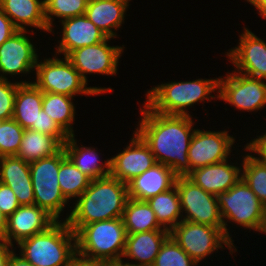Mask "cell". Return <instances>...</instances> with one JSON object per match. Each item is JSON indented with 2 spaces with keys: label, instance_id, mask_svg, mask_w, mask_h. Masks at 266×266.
Wrapping results in <instances>:
<instances>
[{
  "label": "cell",
  "instance_id": "6da1fadb",
  "mask_svg": "<svg viewBox=\"0 0 266 266\" xmlns=\"http://www.w3.org/2000/svg\"><path fill=\"white\" fill-rule=\"evenodd\" d=\"M135 132L148 145L156 163L170 167L177 176L190 172L188 149L195 129L192 116L152 111L145 103Z\"/></svg>",
  "mask_w": 266,
  "mask_h": 266
},
{
  "label": "cell",
  "instance_id": "7a4b0ae2",
  "mask_svg": "<svg viewBox=\"0 0 266 266\" xmlns=\"http://www.w3.org/2000/svg\"><path fill=\"white\" fill-rule=\"evenodd\" d=\"M128 186L111 175L91 180L66 216L75 234L92 222L121 218L128 200Z\"/></svg>",
  "mask_w": 266,
  "mask_h": 266
},
{
  "label": "cell",
  "instance_id": "3957f363",
  "mask_svg": "<svg viewBox=\"0 0 266 266\" xmlns=\"http://www.w3.org/2000/svg\"><path fill=\"white\" fill-rule=\"evenodd\" d=\"M20 255L33 266H69L77 256L76 234L66 220L21 240Z\"/></svg>",
  "mask_w": 266,
  "mask_h": 266
},
{
  "label": "cell",
  "instance_id": "277c9868",
  "mask_svg": "<svg viewBox=\"0 0 266 266\" xmlns=\"http://www.w3.org/2000/svg\"><path fill=\"white\" fill-rule=\"evenodd\" d=\"M218 81L219 78H199L193 81L162 83L147 91L145 104L157 113L191 116L187 107H192L197 102L218 99V94L212 95V92L218 93Z\"/></svg>",
  "mask_w": 266,
  "mask_h": 266
},
{
  "label": "cell",
  "instance_id": "5b68a950",
  "mask_svg": "<svg viewBox=\"0 0 266 266\" xmlns=\"http://www.w3.org/2000/svg\"><path fill=\"white\" fill-rule=\"evenodd\" d=\"M126 238L122 217L89 223L76 233L77 256L106 264L121 261Z\"/></svg>",
  "mask_w": 266,
  "mask_h": 266
},
{
  "label": "cell",
  "instance_id": "8992f818",
  "mask_svg": "<svg viewBox=\"0 0 266 266\" xmlns=\"http://www.w3.org/2000/svg\"><path fill=\"white\" fill-rule=\"evenodd\" d=\"M39 61L38 58L35 67L36 79L33 83L42 92L74 97L77 94L97 96L113 91L111 87H87L88 84L66 57L60 59L54 54L53 58Z\"/></svg>",
  "mask_w": 266,
  "mask_h": 266
},
{
  "label": "cell",
  "instance_id": "52a82bcc",
  "mask_svg": "<svg viewBox=\"0 0 266 266\" xmlns=\"http://www.w3.org/2000/svg\"><path fill=\"white\" fill-rule=\"evenodd\" d=\"M217 198L223 222V232L232 242L234 240H232L227 228L228 221L260 233L266 207L242 178L228 191L220 193Z\"/></svg>",
  "mask_w": 266,
  "mask_h": 266
},
{
  "label": "cell",
  "instance_id": "ba28073f",
  "mask_svg": "<svg viewBox=\"0 0 266 266\" xmlns=\"http://www.w3.org/2000/svg\"><path fill=\"white\" fill-rule=\"evenodd\" d=\"M67 157L62 147L56 154L30 163V174L34 193V204L46 210L57 221L68 204L59 181L60 163Z\"/></svg>",
  "mask_w": 266,
  "mask_h": 266
},
{
  "label": "cell",
  "instance_id": "9c48e42d",
  "mask_svg": "<svg viewBox=\"0 0 266 266\" xmlns=\"http://www.w3.org/2000/svg\"><path fill=\"white\" fill-rule=\"evenodd\" d=\"M170 236L197 264L218 249H225L224 246L231 255L237 252L223 228L182 220L170 231Z\"/></svg>",
  "mask_w": 266,
  "mask_h": 266
},
{
  "label": "cell",
  "instance_id": "30bf717a",
  "mask_svg": "<svg viewBox=\"0 0 266 266\" xmlns=\"http://www.w3.org/2000/svg\"><path fill=\"white\" fill-rule=\"evenodd\" d=\"M175 186L180 197L182 220L223 228L216 195L206 192L186 176H177Z\"/></svg>",
  "mask_w": 266,
  "mask_h": 266
},
{
  "label": "cell",
  "instance_id": "8fae6325",
  "mask_svg": "<svg viewBox=\"0 0 266 266\" xmlns=\"http://www.w3.org/2000/svg\"><path fill=\"white\" fill-rule=\"evenodd\" d=\"M218 99L233 105L236 109L255 112L266 106V83L258 79L232 71L218 77Z\"/></svg>",
  "mask_w": 266,
  "mask_h": 266
},
{
  "label": "cell",
  "instance_id": "7c38bea8",
  "mask_svg": "<svg viewBox=\"0 0 266 266\" xmlns=\"http://www.w3.org/2000/svg\"><path fill=\"white\" fill-rule=\"evenodd\" d=\"M110 39L114 38L108 37L100 43L75 49L66 56L87 84L88 74H117L119 59L125 47L110 46Z\"/></svg>",
  "mask_w": 266,
  "mask_h": 266
},
{
  "label": "cell",
  "instance_id": "4fadbf2b",
  "mask_svg": "<svg viewBox=\"0 0 266 266\" xmlns=\"http://www.w3.org/2000/svg\"><path fill=\"white\" fill-rule=\"evenodd\" d=\"M234 143L235 138L229 135L226 130L205 131L204 129H195L187 154L190 171L229 159Z\"/></svg>",
  "mask_w": 266,
  "mask_h": 266
},
{
  "label": "cell",
  "instance_id": "5bb4252c",
  "mask_svg": "<svg viewBox=\"0 0 266 266\" xmlns=\"http://www.w3.org/2000/svg\"><path fill=\"white\" fill-rule=\"evenodd\" d=\"M28 32L18 30L0 46V79L6 80L7 75L17 76L20 73L27 76L35 70L39 56L32 39L26 35Z\"/></svg>",
  "mask_w": 266,
  "mask_h": 266
},
{
  "label": "cell",
  "instance_id": "9a60e30c",
  "mask_svg": "<svg viewBox=\"0 0 266 266\" xmlns=\"http://www.w3.org/2000/svg\"><path fill=\"white\" fill-rule=\"evenodd\" d=\"M239 37L238 46L226 53L234 71L266 81V42L246 27Z\"/></svg>",
  "mask_w": 266,
  "mask_h": 266
},
{
  "label": "cell",
  "instance_id": "2e32d148",
  "mask_svg": "<svg viewBox=\"0 0 266 266\" xmlns=\"http://www.w3.org/2000/svg\"><path fill=\"white\" fill-rule=\"evenodd\" d=\"M133 134L126 148L110 158V175L125 184L156 163L148 145L135 131Z\"/></svg>",
  "mask_w": 266,
  "mask_h": 266
},
{
  "label": "cell",
  "instance_id": "e0dca14e",
  "mask_svg": "<svg viewBox=\"0 0 266 266\" xmlns=\"http://www.w3.org/2000/svg\"><path fill=\"white\" fill-rule=\"evenodd\" d=\"M56 221L46 210L35 204L19 206L8 216L4 239L9 244L14 245V241L18 244L23 239L47 230Z\"/></svg>",
  "mask_w": 266,
  "mask_h": 266
},
{
  "label": "cell",
  "instance_id": "ac0fdd59",
  "mask_svg": "<svg viewBox=\"0 0 266 266\" xmlns=\"http://www.w3.org/2000/svg\"><path fill=\"white\" fill-rule=\"evenodd\" d=\"M62 38L56 46L55 54L66 57L75 49L94 45L108 37L85 15L67 18L61 21ZM60 53V54H59Z\"/></svg>",
  "mask_w": 266,
  "mask_h": 266
},
{
  "label": "cell",
  "instance_id": "d6986e66",
  "mask_svg": "<svg viewBox=\"0 0 266 266\" xmlns=\"http://www.w3.org/2000/svg\"><path fill=\"white\" fill-rule=\"evenodd\" d=\"M235 163H228V159L196 168L190 171L186 177L195 185L200 186L206 192L218 196L222 192L228 191L241 178V163L236 166Z\"/></svg>",
  "mask_w": 266,
  "mask_h": 266
},
{
  "label": "cell",
  "instance_id": "ffe728a7",
  "mask_svg": "<svg viewBox=\"0 0 266 266\" xmlns=\"http://www.w3.org/2000/svg\"><path fill=\"white\" fill-rule=\"evenodd\" d=\"M176 178L177 175L170 167L155 163L127 184L128 197L147 201L149 198L171 189L175 185Z\"/></svg>",
  "mask_w": 266,
  "mask_h": 266
},
{
  "label": "cell",
  "instance_id": "44dd1931",
  "mask_svg": "<svg viewBox=\"0 0 266 266\" xmlns=\"http://www.w3.org/2000/svg\"><path fill=\"white\" fill-rule=\"evenodd\" d=\"M0 182L11 188L20 206L34 205L30 163L17 156L1 157Z\"/></svg>",
  "mask_w": 266,
  "mask_h": 266
},
{
  "label": "cell",
  "instance_id": "7402d4cb",
  "mask_svg": "<svg viewBox=\"0 0 266 266\" xmlns=\"http://www.w3.org/2000/svg\"><path fill=\"white\" fill-rule=\"evenodd\" d=\"M170 236L168 230H151L141 233L127 234L125 250L122 258L124 262L134 266H152L164 241Z\"/></svg>",
  "mask_w": 266,
  "mask_h": 266
},
{
  "label": "cell",
  "instance_id": "603a6c76",
  "mask_svg": "<svg viewBox=\"0 0 266 266\" xmlns=\"http://www.w3.org/2000/svg\"><path fill=\"white\" fill-rule=\"evenodd\" d=\"M131 0H88L85 16L107 37L117 38Z\"/></svg>",
  "mask_w": 266,
  "mask_h": 266
},
{
  "label": "cell",
  "instance_id": "cb8c5ba5",
  "mask_svg": "<svg viewBox=\"0 0 266 266\" xmlns=\"http://www.w3.org/2000/svg\"><path fill=\"white\" fill-rule=\"evenodd\" d=\"M0 8L18 30L26 26L51 33L45 20L44 0H0Z\"/></svg>",
  "mask_w": 266,
  "mask_h": 266
},
{
  "label": "cell",
  "instance_id": "d4e9b609",
  "mask_svg": "<svg viewBox=\"0 0 266 266\" xmlns=\"http://www.w3.org/2000/svg\"><path fill=\"white\" fill-rule=\"evenodd\" d=\"M67 157L91 180L110 175V158L104 163L94 147L78 146L75 135L69 136L63 144Z\"/></svg>",
  "mask_w": 266,
  "mask_h": 266
},
{
  "label": "cell",
  "instance_id": "484cf974",
  "mask_svg": "<svg viewBox=\"0 0 266 266\" xmlns=\"http://www.w3.org/2000/svg\"><path fill=\"white\" fill-rule=\"evenodd\" d=\"M43 92L31 81L17 87L13 119L23 128L37 126L42 109Z\"/></svg>",
  "mask_w": 266,
  "mask_h": 266
},
{
  "label": "cell",
  "instance_id": "4316f807",
  "mask_svg": "<svg viewBox=\"0 0 266 266\" xmlns=\"http://www.w3.org/2000/svg\"><path fill=\"white\" fill-rule=\"evenodd\" d=\"M63 146L52 136L39 131L25 129L17 157L32 163L56 154Z\"/></svg>",
  "mask_w": 266,
  "mask_h": 266
},
{
  "label": "cell",
  "instance_id": "83f0119b",
  "mask_svg": "<svg viewBox=\"0 0 266 266\" xmlns=\"http://www.w3.org/2000/svg\"><path fill=\"white\" fill-rule=\"evenodd\" d=\"M122 219L127 234L166 230L158 223L156 215L147 201L128 198Z\"/></svg>",
  "mask_w": 266,
  "mask_h": 266
},
{
  "label": "cell",
  "instance_id": "f1b7e54d",
  "mask_svg": "<svg viewBox=\"0 0 266 266\" xmlns=\"http://www.w3.org/2000/svg\"><path fill=\"white\" fill-rule=\"evenodd\" d=\"M158 223L169 232L182 221L180 197L176 186L147 200Z\"/></svg>",
  "mask_w": 266,
  "mask_h": 266
},
{
  "label": "cell",
  "instance_id": "f546056e",
  "mask_svg": "<svg viewBox=\"0 0 266 266\" xmlns=\"http://www.w3.org/2000/svg\"><path fill=\"white\" fill-rule=\"evenodd\" d=\"M74 97L43 92L42 109L68 135H75L72 125L75 121Z\"/></svg>",
  "mask_w": 266,
  "mask_h": 266
},
{
  "label": "cell",
  "instance_id": "4dcf8cb0",
  "mask_svg": "<svg viewBox=\"0 0 266 266\" xmlns=\"http://www.w3.org/2000/svg\"><path fill=\"white\" fill-rule=\"evenodd\" d=\"M58 181L64 197L69 201L77 199L89 187L91 179L66 157L60 163Z\"/></svg>",
  "mask_w": 266,
  "mask_h": 266
},
{
  "label": "cell",
  "instance_id": "1f68e13d",
  "mask_svg": "<svg viewBox=\"0 0 266 266\" xmlns=\"http://www.w3.org/2000/svg\"><path fill=\"white\" fill-rule=\"evenodd\" d=\"M251 154L242 156L241 178L266 207V164L257 161Z\"/></svg>",
  "mask_w": 266,
  "mask_h": 266
},
{
  "label": "cell",
  "instance_id": "d6a6232c",
  "mask_svg": "<svg viewBox=\"0 0 266 266\" xmlns=\"http://www.w3.org/2000/svg\"><path fill=\"white\" fill-rule=\"evenodd\" d=\"M88 0H44L45 20L48 29L54 33V17L60 21L85 14ZM53 30V31H52Z\"/></svg>",
  "mask_w": 266,
  "mask_h": 266
},
{
  "label": "cell",
  "instance_id": "836d02e7",
  "mask_svg": "<svg viewBox=\"0 0 266 266\" xmlns=\"http://www.w3.org/2000/svg\"><path fill=\"white\" fill-rule=\"evenodd\" d=\"M175 241L169 236L162 244L152 266H198Z\"/></svg>",
  "mask_w": 266,
  "mask_h": 266
},
{
  "label": "cell",
  "instance_id": "e575fe53",
  "mask_svg": "<svg viewBox=\"0 0 266 266\" xmlns=\"http://www.w3.org/2000/svg\"><path fill=\"white\" fill-rule=\"evenodd\" d=\"M24 130L13 118L0 123V157L16 156Z\"/></svg>",
  "mask_w": 266,
  "mask_h": 266
},
{
  "label": "cell",
  "instance_id": "d590c367",
  "mask_svg": "<svg viewBox=\"0 0 266 266\" xmlns=\"http://www.w3.org/2000/svg\"><path fill=\"white\" fill-rule=\"evenodd\" d=\"M20 83H30V81H20L15 83L8 79H0V120L13 118L15 97L17 87Z\"/></svg>",
  "mask_w": 266,
  "mask_h": 266
},
{
  "label": "cell",
  "instance_id": "8d00e7d4",
  "mask_svg": "<svg viewBox=\"0 0 266 266\" xmlns=\"http://www.w3.org/2000/svg\"><path fill=\"white\" fill-rule=\"evenodd\" d=\"M28 129L52 135L62 146L69 137L43 109L39 112L37 126H30Z\"/></svg>",
  "mask_w": 266,
  "mask_h": 266
},
{
  "label": "cell",
  "instance_id": "74e56055",
  "mask_svg": "<svg viewBox=\"0 0 266 266\" xmlns=\"http://www.w3.org/2000/svg\"><path fill=\"white\" fill-rule=\"evenodd\" d=\"M20 204L11 188L0 182V210L10 216L18 208Z\"/></svg>",
  "mask_w": 266,
  "mask_h": 266
},
{
  "label": "cell",
  "instance_id": "f35d334b",
  "mask_svg": "<svg viewBox=\"0 0 266 266\" xmlns=\"http://www.w3.org/2000/svg\"><path fill=\"white\" fill-rule=\"evenodd\" d=\"M257 138L251 139L249 143H246L244 149L250 153H254L253 158L257 161L266 164V132L263 135L256 136ZM258 155L255 157L254 155Z\"/></svg>",
  "mask_w": 266,
  "mask_h": 266
},
{
  "label": "cell",
  "instance_id": "ab89813d",
  "mask_svg": "<svg viewBox=\"0 0 266 266\" xmlns=\"http://www.w3.org/2000/svg\"><path fill=\"white\" fill-rule=\"evenodd\" d=\"M18 29L0 8V46L8 40Z\"/></svg>",
  "mask_w": 266,
  "mask_h": 266
},
{
  "label": "cell",
  "instance_id": "60d3db41",
  "mask_svg": "<svg viewBox=\"0 0 266 266\" xmlns=\"http://www.w3.org/2000/svg\"><path fill=\"white\" fill-rule=\"evenodd\" d=\"M14 250L12 244H9L5 239H0V266H8L9 258Z\"/></svg>",
  "mask_w": 266,
  "mask_h": 266
},
{
  "label": "cell",
  "instance_id": "b9f144b4",
  "mask_svg": "<svg viewBox=\"0 0 266 266\" xmlns=\"http://www.w3.org/2000/svg\"><path fill=\"white\" fill-rule=\"evenodd\" d=\"M104 262L86 260L79 256H76L69 266H108Z\"/></svg>",
  "mask_w": 266,
  "mask_h": 266
},
{
  "label": "cell",
  "instance_id": "7bdbcfd3",
  "mask_svg": "<svg viewBox=\"0 0 266 266\" xmlns=\"http://www.w3.org/2000/svg\"><path fill=\"white\" fill-rule=\"evenodd\" d=\"M12 253L9 258L8 266H33L29 261L25 260L20 254ZM19 255V256H18Z\"/></svg>",
  "mask_w": 266,
  "mask_h": 266
},
{
  "label": "cell",
  "instance_id": "ee69618b",
  "mask_svg": "<svg viewBox=\"0 0 266 266\" xmlns=\"http://www.w3.org/2000/svg\"><path fill=\"white\" fill-rule=\"evenodd\" d=\"M246 1V0H245ZM252 6L257 9L258 14L266 19V0H247Z\"/></svg>",
  "mask_w": 266,
  "mask_h": 266
},
{
  "label": "cell",
  "instance_id": "f6af8a7d",
  "mask_svg": "<svg viewBox=\"0 0 266 266\" xmlns=\"http://www.w3.org/2000/svg\"><path fill=\"white\" fill-rule=\"evenodd\" d=\"M8 216L0 210V239L5 238Z\"/></svg>",
  "mask_w": 266,
  "mask_h": 266
},
{
  "label": "cell",
  "instance_id": "bcb514c9",
  "mask_svg": "<svg viewBox=\"0 0 266 266\" xmlns=\"http://www.w3.org/2000/svg\"><path fill=\"white\" fill-rule=\"evenodd\" d=\"M109 265L110 266H134V265H130V264L124 263L123 259L121 261H118V262H115V263H111Z\"/></svg>",
  "mask_w": 266,
  "mask_h": 266
},
{
  "label": "cell",
  "instance_id": "7dc6e473",
  "mask_svg": "<svg viewBox=\"0 0 266 266\" xmlns=\"http://www.w3.org/2000/svg\"><path fill=\"white\" fill-rule=\"evenodd\" d=\"M261 232L266 234V211H265L263 226H262L260 233Z\"/></svg>",
  "mask_w": 266,
  "mask_h": 266
}]
</instances>
